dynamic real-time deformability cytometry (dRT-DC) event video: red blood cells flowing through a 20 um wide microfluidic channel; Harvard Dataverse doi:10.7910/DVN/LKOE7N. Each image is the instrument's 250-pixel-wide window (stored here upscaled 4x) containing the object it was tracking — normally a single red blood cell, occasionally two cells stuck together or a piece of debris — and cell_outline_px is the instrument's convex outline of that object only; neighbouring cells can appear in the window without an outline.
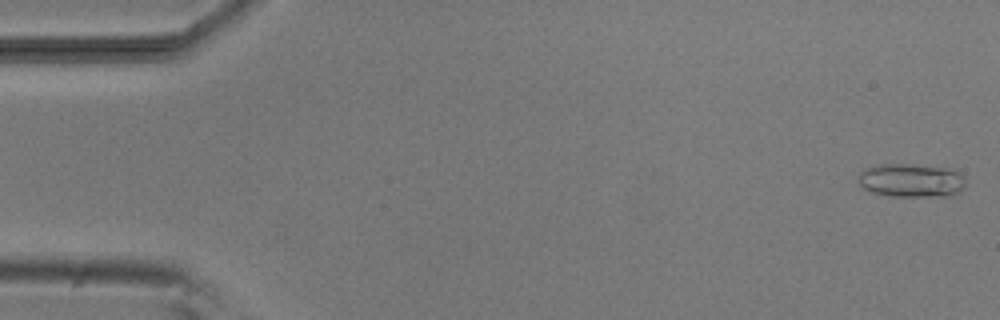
{"species": "common noctule bat (a hibernating species)", "species_latin": "Nyctalus noctula", "temperature_condition": "room temperature", "stored_images_in_passage": 4, "camera_frame_rate_fps": 3000, "um_per_image_px": 0.085, "animal": {"sex": "male", "body_mass_g": 20.5, "forearm_length_mm": 52.5}, "frame": {"image": 1, "passage_image": 1, "time_ms": 0.0, "image_size_px": [1000, 320], "cell_outline_px": [[964, 184], [952, 196], [892, 196], [872, 192], [864, 188], [860, 184], [860, 172], [864, 168], [880, 164], [912, 164], [952, 168], [964, 176]], "centroid_in_image_um": [77.46, 15.32], "position_along_channel_um": 7.5, "area_um2": 20.92}}